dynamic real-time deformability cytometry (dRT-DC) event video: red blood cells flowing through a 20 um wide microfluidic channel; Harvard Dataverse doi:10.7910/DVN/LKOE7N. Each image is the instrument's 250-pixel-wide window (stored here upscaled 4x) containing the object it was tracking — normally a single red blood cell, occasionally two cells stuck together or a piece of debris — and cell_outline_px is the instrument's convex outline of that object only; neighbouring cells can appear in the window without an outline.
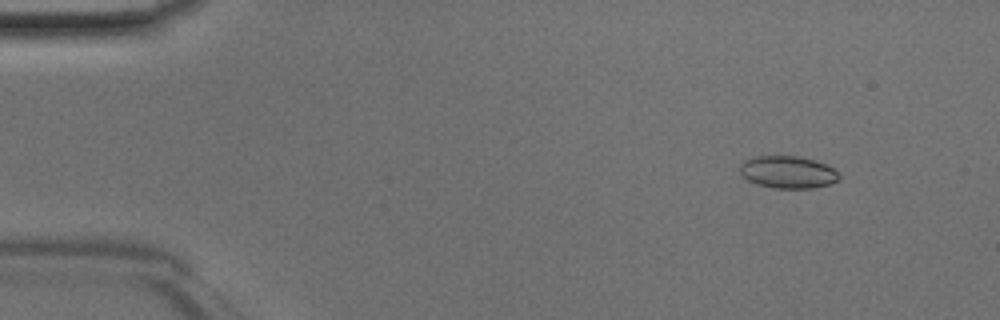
{"species": "Egyptian fruit bat (a non-hibernating species)", "species_latin": "Rousettus aegyptiacus", "temperature_condition": "room temperature", "stored_images_in_passage": 45, "camera_frame_rate_fps": 3000, "um_per_image_px": 0.085, "animal": {"sex": "male"}, "frame": {"image": 1, "passage_image": 4, "time_ms": 1.0, "image_size_px": [1000, 320], "cell_outline_px": [[840, 176], [836, 180], [828, 184], [812, 188], [776, 188], [756, 184], [748, 180], [740, 172], [740, 164], [744, 160], [756, 156], [796, 156], [812, 160], [824, 164], [832, 168]], "centroid_in_image_um": [66.91, 14.63], "position_along_channel_um": 18.1, "area_um2": 18.32}}
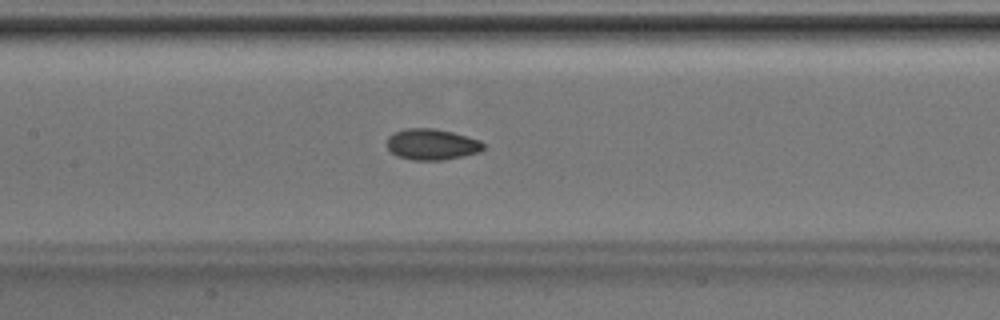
{"frame": {"image": 2, "passage_image": 21, "time_ms": 6.667, "image_size_px": [1000, 320], "cell_outline_px": [[484, 148], [480, 152], [464, 156], [444, 160], [412, 160], [396, 156], [388, 148], [388, 136], [396, 132], [408, 128], [432, 128], [452, 132], [480, 140], [484, 144]], "centroid_in_image_um": [36.73, 12.28], "position_along_channel_um": 170.7, "area_um2": 17.4}}
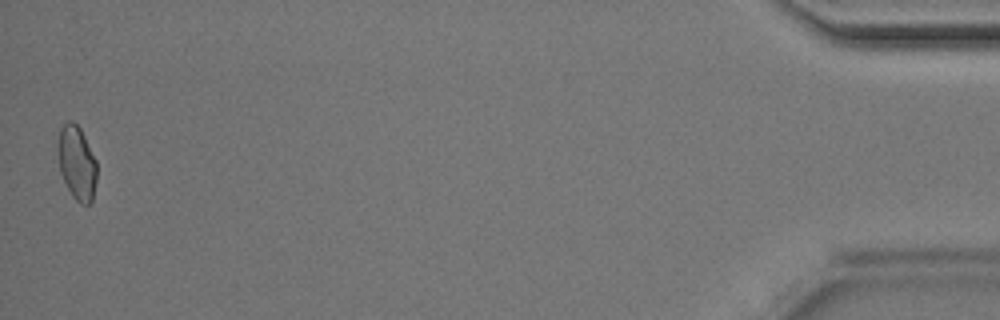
{"frame": {"image": 3, "passage_image": 45, "time_ms": 14.667, "image_size_px": [1000, 320], "cell_outline_px": [[96, 180], [92, 200], [88, 204], [80, 204], [72, 196], [60, 172], [56, 148], [56, 144], [60, 128], [68, 120], [72, 120], [80, 128], [96, 160]], "centroid_in_image_um": [6.5, 13.81], "position_along_channel_um": 428.7, "area_um2": 16.88}}